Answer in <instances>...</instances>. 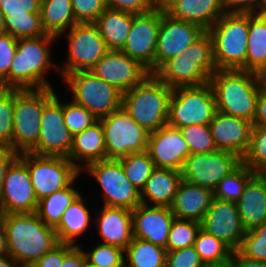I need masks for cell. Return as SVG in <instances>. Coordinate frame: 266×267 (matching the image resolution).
Wrapping results in <instances>:
<instances>
[{"label": "cell", "mask_w": 266, "mask_h": 267, "mask_svg": "<svg viewBox=\"0 0 266 267\" xmlns=\"http://www.w3.org/2000/svg\"><path fill=\"white\" fill-rule=\"evenodd\" d=\"M0 267H25L17 262L14 258L5 255L0 257Z\"/></svg>", "instance_id": "cell-59"}, {"label": "cell", "mask_w": 266, "mask_h": 267, "mask_svg": "<svg viewBox=\"0 0 266 267\" xmlns=\"http://www.w3.org/2000/svg\"><path fill=\"white\" fill-rule=\"evenodd\" d=\"M201 229L237 251L245 236L236 202L213 198L201 221Z\"/></svg>", "instance_id": "cell-19"}, {"label": "cell", "mask_w": 266, "mask_h": 267, "mask_svg": "<svg viewBox=\"0 0 266 267\" xmlns=\"http://www.w3.org/2000/svg\"><path fill=\"white\" fill-rule=\"evenodd\" d=\"M217 71L213 58V40L205 31L179 56L165 61L153 74L170 88L208 83Z\"/></svg>", "instance_id": "cell-4"}, {"label": "cell", "mask_w": 266, "mask_h": 267, "mask_svg": "<svg viewBox=\"0 0 266 267\" xmlns=\"http://www.w3.org/2000/svg\"><path fill=\"white\" fill-rule=\"evenodd\" d=\"M68 51L66 61L59 66V76L90 70L109 49L94 23H77L66 31Z\"/></svg>", "instance_id": "cell-13"}, {"label": "cell", "mask_w": 266, "mask_h": 267, "mask_svg": "<svg viewBox=\"0 0 266 267\" xmlns=\"http://www.w3.org/2000/svg\"><path fill=\"white\" fill-rule=\"evenodd\" d=\"M166 249L133 237L124 250V267H165Z\"/></svg>", "instance_id": "cell-35"}, {"label": "cell", "mask_w": 266, "mask_h": 267, "mask_svg": "<svg viewBox=\"0 0 266 267\" xmlns=\"http://www.w3.org/2000/svg\"><path fill=\"white\" fill-rule=\"evenodd\" d=\"M83 245L74 246L63 258L61 267H84L86 258L83 252Z\"/></svg>", "instance_id": "cell-55"}, {"label": "cell", "mask_w": 266, "mask_h": 267, "mask_svg": "<svg viewBox=\"0 0 266 267\" xmlns=\"http://www.w3.org/2000/svg\"><path fill=\"white\" fill-rule=\"evenodd\" d=\"M172 0H157L155 2V6L165 8Z\"/></svg>", "instance_id": "cell-61"}, {"label": "cell", "mask_w": 266, "mask_h": 267, "mask_svg": "<svg viewBox=\"0 0 266 267\" xmlns=\"http://www.w3.org/2000/svg\"><path fill=\"white\" fill-rule=\"evenodd\" d=\"M109 9L132 14H144L155 7L153 0H104Z\"/></svg>", "instance_id": "cell-51"}, {"label": "cell", "mask_w": 266, "mask_h": 267, "mask_svg": "<svg viewBox=\"0 0 266 267\" xmlns=\"http://www.w3.org/2000/svg\"><path fill=\"white\" fill-rule=\"evenodd\" d=\"M252 123L253 126L266 127V85L258 94L256 113Z\"/></svg>", "instance_id": "cell-56"}, {"label": "cell", "mask_w": 266, "mask_h": 267, "mask_svg": "<svg viewBox=\"0 0 266 267\" xmlns=\"http://www.w3.org/2000/svg\"><path fill=\"white\" fill-rule=\"evenodd\" d=\"M135 14L106 8L96 19L101 37L109 50L120 51L130 33L133 16Z\"/></svg>", "instance_id": "cell-31"}, {"label": "cell", "mask_w": 266, "mask_h": 267, "mask_svg": "<svg viewBox=\"0 0 266 267\" xmlns=\"http://www.w3.org/2000/svg\"><path fill=\"white\" fill-rule=\"evenodd\" d=\"M252 127V122L219 111L209 123L217 150L235 153L241 159L249 148Z\"/></svg>", "instance_id": "cell-23"}, {"label": "cell", "mask_w": 266, "mask_h": 267, "mask_svg": "<svg viewBox=\"0 0 266 267\" xmlns=\"http://www.w3.org/2000/svg\"><path fill=\"white\" fill-rule=\"evenodd\" d=\"M94 216L100 243L126 249L133 239L132 210L122 207H101Z\"/></svg>", "instance_id": "cell-24"}, {"label": "cell", "mask_w": 266, "mask_h": 267, "mask_svg": "<svg viewBox=\"0 0 266 267\" xmlns=\"http://www.w3.org/2000/svg\"><path fill=\"white\" fill-rule=\"evenodd\" d=\"M164 10L172 18L196 24L205 31L225 13L221 0H172Z\"/></svg>", "instance_id": "cell-27"}, {"label": "cell", "mask_w": 266, "mask_h": 267, "mask_svg": "<svg viewBox=\"0 0 266 267\" xmlns=\"http://www.w3.org/2000/svg\"><path fill=\"white\" fill-rule=\"evenodd\" d=\"M173 88L154 74L122 94V106L149 133L167 125L169 100Z\"/></svg>", "instance_id": "cell-5"}, {"label": "cell", "mask_w": 266, "mask_h": 267, "mask_svg": "<svg viewBox=\"0 0 266 267\" xmlns=\"http://www.w3.org/2000/svg\"><path fill=\"white\" fill-rule=\"evenodd\" d=\"M17 51V39L8 33H0V77L9 89V68Z\"/></svg>", "instance_id": "cell-48"}, {"label": "cell", "mask_w": 266, "mask_h": 267, "mask_svg": "<svg viewBox=\"0 0 266 267\" xmlns=\"http://www.w3.org/2000/svg\"><path fill=\"white\" fill-rule=\"evenodd\" d=\"M38 200L34 194L28 166L18 157L8 168L0 193V214L33 213Z\"/></svg>", "instance_id": "cell-17"}, {"label": "cell", "mask_w": 266, "mask_h": 267, "mask_svg": "<svg viewBox=\"0 0 266 267\" xmlns=\"http://www.w3.org/2000/svg\"><path fill=\"white\" fill-rule=\"evenodd\" d=\"M181 181L180 171L156 167L140 192L141 203L170 208Z\"/></svg>", "instance_id": "cell-29"}, {"label": "cell", "mask_w": 266, "mask_h": 267, "mask_svg": "<svg viewBox=\"0 0 266 267\" xmlns=\"http://www.w3.org/2000/svg\"><path fill=\"white\" fill-rule=\"evenodd\" d=\"M165 267H206L194 246L166 252Z\"/></svg>", "instance_id": "cell-49"}, {"label": "cell", "mask_w": 266, "mask_h": 267, "mask_svg": "<svg viewBox=\"0 0 266 267\" xmlns=\"http://www.w3.org/2000/svg\"><path fill=\"white\" fill-rule=\"evenodd\" d=\"M208 32L217 70L246 71L249 13H224Z\"/></svg>", "instance_id": "cell-6"}, {"label": "cell", "mask_w": 266, "mask_h": 267, "mask_svg": "<svg viewBox=\"0 0 266 267\" xmlns=\"http://www.w3.org/2000/svg\"><path fill=\"white\" fill-rule=\"evenodd\" d=\"M54 88L14 89L12 150L30 152L38 142L44 106L54 97Z\"/></svg>", "instance_id": "cell-7"}, {"label": "cell", "mask_w": 266, "mask_h": 267, "mask_svg": "<svg viewBox=\"0 0 266 267\" xmlns=\"http://www.w3.org/2000/svg\"><path fill=\"white\" fill-rule=\"evenodd\" d=\"M4 32V17L0 9V33Z\"/></svg>", "instance_id": "cell-62"}, {"label": "cell", "mask_w": 266, "mask_h": 267, "mask_svg": "<svg viewBox=\"0 0 266 267\" xmlns=\"http://www.w3.org/2000/svg\"><path fill=\"white\" fill-rule=\"evenodd\" d=\"M229 267H266V261L252 260L244 257L238 251H232Z\"/></svg>", "instance_id": "cell-57"}, {"label": "cell", "mask_w": 266, "mask_h": 267, "mask_svg": "<svg viewBox=\"0 0 266 267\" xmlns=\"http://www.w3.org/2000/svg\"><path fill=\"white\" fill-rule=\"evenodd\" d=\"M4 32L16 39L46 35L41 25L40 14L36 13L4 17Z\"/></svg>", "instance_id": "cell-39"}, {"label": "cell", "mask_w": 266, "mask_h": 267, "mask_svg": "<svg viewBox=\"0 0 266 267\" xmlns=\"http://www.w3.org/2000/svg\"><path fill=\"white\" fill-rule=\"evenodd\" d=\"M213 198L212 190L182 180L170 208L176 219L201 223Z\"/></svg>", "instance_id": "cell-26"}, {"label": "cell", "mask_w": 266, "mask_h": 267, "mask_svg": "<svg viewBox=\"0 0 266 267\" xmlns=\"http://www.w3.org/2000/svg\"><path fill=\"white\" fill-rule=\"evenodd\" d=\"M179 129L183 138L188 143L190 154L212 153L217 151L209 124H195Z\"/></svg>", "instance_id": "cell-42"}, {"label": "cell", "mask_w": 266, "mask_h": 267, "mask_svg": "<svg viewBox=\"0 0 266 267\" xmlns=\"http://www.w3.org/2000/svg\"><path fill=\"white\" fill-rule=\"evenodd\" d=\"M86 203L84 195L80 194L65 209L60 222L54 227L59 243L77 246L79 245L78 237L86 234L85 232L92 227L94 216L90 213L91 210Z\"/></svg>", "instance_id": "cell-30"}, {"label": "cell", "mask_w": 266, "mask_h": 267, "mask_svg": "<svg viewBox=\"0 0 266 267\" xmlns=\"http://www.w3.org/2000/svg\"><path fill=\"white\" fill-rule=\"evenodd\" d=\"M241 163L242 159L229 151L190 154L181 170L182 180L214 191Z\"/></svg>", "instance_id": "cell-14"}, {"label": "cell", "mask_w": 266, "mask_h": 267, "mask_svg": "<svg viewBox=\"0 0 266 267\" xmlns=\"http://www.w3.org/2000/svg\"><path fill=\"white\" fill-rule=\"evenodd\" d=\"M63 116L64 125L73 135L82 132L98 121L90 111L72 100L63 102Z\"/></svg>", "instance_id": "cell-45"}, {"label": "cell", "mask_w": 266, "mask_h": 267, "mask_svg": "<svg viewBox=\"0 0 266 267\" xmlns=\"http://www.w3.org/2000/svg\"><path fill=\"white\" fill-rule=\"evenodd\" d=\"M147 151L158 168L182 170L186 158L190 155L188 143L180 129L169 125L149 133Z\"/></svg>", "instance_id": "cell-21"}, {"label": "cell", "mask_w": 266, "mask_h": 267, "mask_svg": "<svg viewBox=\"0 0 266 267\" xmlns=\"http://www.w3.org/2000/svg\"><path fill=\"white\" fill-rule=\"evenodd\" d=\"M236 206L246 231L266 223V173L256 172L248 180Z\"/></svg>", "instance_id": "cell-25"}, {"label": "cell", "mask_w": 266, "mask_h": 267, "mask_svg": "<svg viewBox=\"0 0 266 267\" xmlns=\"http://www.w3.org/2000/svg\"><path fill=\"white\" fill-rule=\"evenodd\" d=\"M8 88L5 86L3 79L0 77V94L4 93Z\"/></svg>", "instance_id": "cell-63"}, {"label": "cell", "mask_w": 266, "mask_h": 267, "mask_svg": "<svg viewBox=\"0 0 266 267\" xmlns=\"http://www.w3.org/2000/svg\"><path fill=\"white\" fill-rule=\"evenodd\" d=\"M5 255H8L7 239H6L5 228L0 218V257Z\"/></svg>", "instance_id": "cell-58"}, {"label": "cell", "mask_w": 266, "mask_h": 267, "mask_svg": "<svg viewBox=\"0 0 266 267\" xmlns=\"http://www.w3.org/2000/svg\"><path fill=\"white\" fill-rule=\"evenodd\" d=\"M40 19L45 33L57 39L77 24L71 0H41Z\"/></svg>", "instance_id": "cell-33"}, {"label": "cell", "mask_w": 266, "mask_h": 267, "mask_svg": "<svg viewBox=\"0 0 266 267\" xmlns=\"http://www.w3.org/2000/svg\"><path fill=\"white\" fill-rule=\"evenodd\" d=\"M216 112L215 97L209 82L198 86L175 87L169 100L167 125L175 128L206 125Z\"/></svg>", "instance_id": "cell-8"}, {"label": "cell", "mask_w": 266, "mask_h": 267, "mask_svg": "<svg viewBox=\"0 0 266 267\" xmlns=\"http://www.w3.org/2000/svg\"><path fill=\"white\" fill-rule=\"evenodd\" d=\"M161 23V7L133 16L130 33L120 50L136 60L150 74L155 72V51Z\"/></svg>", "instance_id": "cell-15"}, {"label": "cell", "mask_w": 266, "mask_h": 267, "mask_svg": "<svg viewBox=\"0 0 266 267\" xmlns=\"http://www.w3.org/2000/svg\"><path fill=\"white\" fill-rule=\"evenodd\" d=\"M57 40L51 35L17 39V51L9 68V89L52 88L48 73H59L52 60L51 46ZM56 67V68H55Z\"/></svg>", "instance_id": "cell-3"}, {"label": "cell", "mask_w": 266, "mask_h": 267, "mask_svg": "<svg viewBox=\"0 0 266 267\" xmlns=\"http://www.w3.org/2000/svg\"><path fill=\"white\" fill-rule=\"evenodd\" d=\"M200 228L199 222L175 218L168 234L166 251L192 246Z\"/></svg>", "instance_id": "cell-41"}, {"label": "cell", "mask_w": 266, "mask_h": 267, "mask_svg": "<svg viewBox=\"0 0 266 267\" xmlns=\"http://www.w3.org/2000/svg\"><path fill=\"white\" fill-rule=\"evenodd\" d=\"M242 163L255 172L266 173V127L253 126L250 145Z\"/></svg>", "instance_id": "cell-40"}, {"label": "cell", "mask_w": 266, "mask_h": 267, "mask_svg": "<svg viewBox=\"0 0 266 267\" xmlns=\"http://www.w3.org/2000/svg\"><path fill=\"white\" fill-rule=\"evenodd\" d=\"M79 177L81 176L79 175L68 187L38 201L36 213L46 225L55 227L60 222L65 209L81 194L75 188L77 185L75 181L79 180Z\"/></svg>", "instance_id": "cell-34"}, {"label": "cell", "mask_w": 266, "mask_h": 267, "mask_svg": "<svg viewBox=\"0 0 266 267\" xmlns=\"http://www.w3.org/2000/svg\"><path fill=\"white\" fill-rule=\"evenodd\" d=\"M104 130L107 159H120L148 147L149 132L138 125L123 106L99 119Z\"/></svg>", "instance_id": "cell-12"}, {"label": "cell", "mask_w": 266, "mask_h": 267, "mask_svg": "<svg viewBox=\"0 0 266 267\" xmlns=\"http://www.w3.org/2000/svg\"><path fill=\"white\" fill-rule=\"evenodd\" d=\"M175 217L171 208L141 203L132 210L133 237L166 249L168 234Z\"/></svg>", "instance_id": "cell-22"}, {"label": "cell", "mask_w": 266, "mask_h": 267, "mask_svg": "<svg viewBox=\"0 0 266 267\" xmlns=\"http://www.w3.org/2000/svg\"><path fill=\"white\" fill-rule=\"evenodd\" d=\"M237 251L248 259L266 261V223L247 230Z\"/></svg>", "instance_id": "cell-44"}, {"label": "cell", "mask_w": 266, "mask_h": 267, "mask_svg": "<svg viewBox=\"0 0 266 267\" xmlns=\"http://www.w3.org/2000/svg\"><path fill=\"white\" fill-rule=\"evenodd\" d=\"M263 77H264V82H266V74Z\"/></svg>", "instance_id": "cell-64"}, {"label": "cell", "mask_w": 266, "mask_h": 267, "mask_svg": "<svg viewBox=\"0 0 266 267\" xmlns=\"http://www.w3.org/2000/svg\"><path fill=\"white\" fill-rule=\"evenodd\" d=\"M72 244L60 243L47 252L30 267H61L64 256L74 247Z\"/></svg>", "instance_id": "cell-52"}, {"label": "cell", "mask_w": 266, "mask_h": 267, "mask_svg": "<svg viewBox=\"0 0 266 267\" xmlns=\"http://www.w3.org/2000/svg\"><path fill=\"white\" fill-rule=\"evenodd\" d=\"M206 267H225L229 265L232 250L221 240L200 228L193 244Z\"/></svg>", "instance_id": "cell-36"}, {"label": "cell", "mask_w": 266, "mask_h": 267, "mask_svg": "<svg viewBox=\"0 0 266 267\" xmlns=\"http://www.w3.org/2000/svg\"><path fill=\"white\" fill-rule=\"evenodd\" d=\"M258 13H266V0H258Z\"/></svg>", "instance_id": "cell-60"}, {"label": "cell", "mask_w": 266, "mask_h": 267, "mask_svg": "<svg viewBox=\"0 0 266 267\" xmlns=\"http://www.w3.org/2000/svg\"><path fill=\"white\" fill-rule=\"evenodd\" d=\"M62 80L73 94L72 101L86 108L98 120L122 106V93L90 70L67 74Z\"/></svg>", "instance_id": "cell-9"}, {"label": "cell", "mask_w": 266, "mask_h": 267, "mask_svg": "<svg viewBox=\"0 0 266 267\" xmlns=\"http://www.w3.org/2000/svg\"><path fill=\"white\" fill-rule=\"evenodd\" d=\"M0 9L3 17L40 14L41 0H0Z\"/></svg>", "instance_id": "cell-50"}, {"label": "cell", "mask_w": 266, "mask_h": 267, "mask_svg": "<svg viewBox=\"0 0 266 267\" xmlns=\"http://www.w3.org/2000/svg\"><path fill=\"white\" fill-rule=\"evenodd\" d=\"M246 71L266 74V13H249Z\"/></svg>", "instance_id": "cell-32"}, {"label": "cell", "mask_w": 266, "mask_h": 267, "mask_svg": "<svg viewBox=\"0 0 266 267\" xmlns=\"http://www.w3.org/2000/svg\"><path fill=\"white\" fill-rule=\"evenodd\" d=\"M67 158L80 171L90 163L107 159L104 130L99 120L73 135L72 147Z\"/></svg>", "instance_id": "cell-28"}, {"label": "cell", "mask_w": 266, "mask_h": 267, "mask_svg": "<svg viewBox=\"0 0 266 267\" xmlns=\"http://www.w3.org/2000/svg\"><path fill=\"white\" fill-rule=\"evenodd\" d=\"M91 251L83 250L90 267H124V249L109 244H95Z\"/></svg>", "instance_id": "cell-43"}, {"label": "cell", "mask_w": 266, "mask_h": 267, "mask_svg": "<svg viewBox=\"0 0 266 267\" xmlns=\"http://www.w3.org/2000/svg\"><path fill=\"white\" fill-rule=\"evenodd\" d=\"M90 71L122 94L141 83L150 74L136 60L118 50H109Z\"/></svg>", "instance_id": "cell-20"}, {"label": "cell", "mask_w": 266, "mask_h": 267, "mask_svg": "<svg viewBox=\"0 0 266 267\" xmlns=\"http://www.w3.org/2000/svg\"><path fill=\"white\" fill-rule=\"evenodd\" d=\"M89 173L101 187L103 205L133 210L141 204L140 191L125 175L121 162L105 159L88 164L81 174Z\"/></svg>", "instance_id": "cell-11"}, {"label": "cell", "mask_w": 266, "mask_h": 267, "mask_svg": "<svg viewBox=\"0 0 266 267\" xmlns=\"http://www.w3.org/2000/svg\"><path fill=\"white\" fill-rule=\"evenodd\" d=\"M204 32L205 30L196 24L172 18L161 8V23L155 51V71L168 59L179 56Z\"/></svg>", "instance_id": "cell-18"}, {"label": "cell", "mask_w": 266, "mask_h": 267, "mask_svg": "<svg viewBox=\"0 0 266 267\" xmlns=\"http://www.w3.org/2000/svg\"><path fill=\"white\" fill-rule=\"evenodd\" d=\"M5 228L8 256L30 267L59 241L54 227L46 225L36 212L0 214Z\"/></svg>", "instance_id": "cell-1"}, {"label": "cell", "mask_w": 266, "mask_h": 267, "mask_svg": "<svg viewBox=\"0 0 266 267\" xmlns=\"http://www.w3.org/2000/svg\"><path fill=\"white\" fill-rule=\"evenodd\" d=\"M118 160L121 162L128 180L141 192L146 181L156 168L148 151L130 153Z\"/></svg>", "instance_id": "cell-37"}, {"label": "cell", "mask_w": 266, "mask_h": 267, "mask_svg": "<svg viewBox=\"0 0 266 267\" xmlns=\"http://www.w3.org/2000/svg\"><path fill=\"white\" fill-rule=\"evenodd\" d=\"M19 157V154L14 152L8 146L0 145V193L3 188L4 178L8 168Z\"/></svg>", "instance_id": "cell-54"}, {"label": "cell", "mask_w": 266, "mask_h": 267, "mask_svg": "<svg viewBox=\"0 0 266 267\" xmlns=\"http://www.w3.org/2000/svg\"><path fill=\"white\" fill-rule=\"evenodd\" d=\"M55 92L44 106L37 145L30 151L36 155L68 157L73 134L64 125L63 101Z\"/></svg>", "instance_id": "cell-16"}, {"label": "cell", "mask_w": 266, "mask_h": 267, "mask_svg": "<svg viewBox=\"0 0 266 267\" xmlns=\"http://www.w3.org/2000/svg\"><path fill=\"white\" fill-rule=\"evenodd\" d=\"M209 84L217 111L253 122L258 94L265 86L264 77L243 70H217Z\"/></svg>", "instance_id": "cell-2"}, {"label": "cell", "mask_w": 266, "mask_h": 267, "mask_svg": "<svg viewBox=\"0 0 266 267\" xmlns=\"http://www.w3.org/2000/svg\"><path fill=\"white\" fill-rule=\"evenodd\" d=\"M255 173V171L241 163L235 170L218 183L213 191L214 198L237 202L240 199L248 180Z\"/></svg>", "instance_id": "cell-38"}, {"label": "cell", "mask_w": 266, "mask_h": 267, "mask_svg": "<svg viewBox=\"0 0 266 267\" xmlns=\"http://www.w3.org/2000/svg\"><path fill=\"white\" fill-rule=\"evenodd\" d=\"M71 2L77 23H94L107 8L104 0H71Z\"/></svg>", "instance_id": "cell-47"}, {"label": "cell", "mask_w": 266, "mask_h": 267, "mask_svg": "<svg viewBox=\"0 0 266 267\" xmlns=\"http://www.w3.org/2000/svg\"><path fill=\"white\" fill-rule=\"evenodd\" d=\"M14 89L0 94V145L12 149Z\"/></svg>", "instance_id": "cell-46"}, {"label": "cell", "mask_w": 266, "mask_h": 267, "mask_svg": "<svg viewBox=\"0 0 266 267\" xmlns=\"http://www.w3.org/2000/svg\"><path fill=\"white\" fill-rule=\"evenodd\" d=\"M19 158L28 166L38 201L68 187L79 175H84L67 157L28 152L19 154Z\"/></svg>", "instance_id": "cell-10"}, {"label": "cell", "mask_w": 266, "mask_h": 267, "mask_svg": "<svg viewBox=\"0 0 266 267\" xmlns=\"http://www.w3.org/2000/svg\"><path fill=\"white\" fill-rule=\"evenodd\" d=\"M225 13H258V0H221Z\"/></svg>", "instance_id": "cell-53"}]
</instances>
